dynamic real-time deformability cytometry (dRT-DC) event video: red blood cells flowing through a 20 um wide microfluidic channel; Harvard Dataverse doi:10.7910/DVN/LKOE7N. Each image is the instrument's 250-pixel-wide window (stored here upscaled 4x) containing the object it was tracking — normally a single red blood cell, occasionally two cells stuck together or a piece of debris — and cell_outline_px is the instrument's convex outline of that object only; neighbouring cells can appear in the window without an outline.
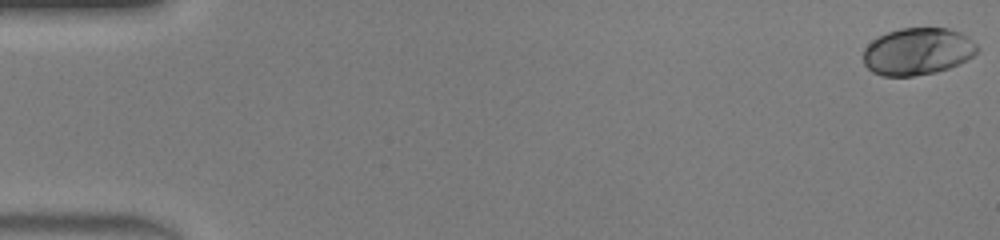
{"species": "human", "species_latin": "Homo sapiens", "temperature_condition": "warm", "stored_images_in_passage": 45, "camera_frame_rate_fps": 3000, "um_per_image_px": 0.085, "donor": {"sex": "male"}, "frame": {"image": 1, "passage_image": 1, "time_ms": 0.0, "image_size_px": [1000, 240], "cell_outline_px": [[980, 48], [972, 56], [948, 68], [936, 72], [912, 76], [884, 76], [872, 72], [864, 64], [864, 48], [876, 36], [900, 28], [948, 28], [960, 32], [968, 36]], "centroid_in_image_um": [77.97, 4.36], "position_along_channel_um": 7.0, "area_um2": 31.27}}
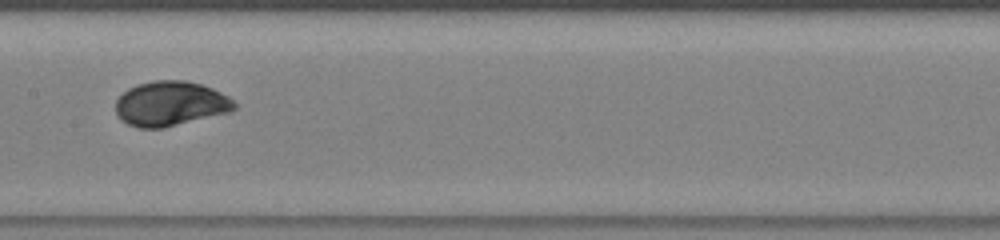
{"frame": {"image": 2, "passage_image": 25, "time_ms": 8.0, "image_size_px": [1000, 240], "cell_outline_px": [[236, 108], [228, 112], [164, 128], [140, 128], [128, 124], [120, 120], [116, 112], [116, 100], [128, 88], [136, 84], [152, 80], [184, 80], [200, 84], [212, 88], [228, 96], [236, 104]], "centroid_in_image_um": [14.46, 8.81], "position_along_channel_um": 192.9, "area_um2": 30.92}}
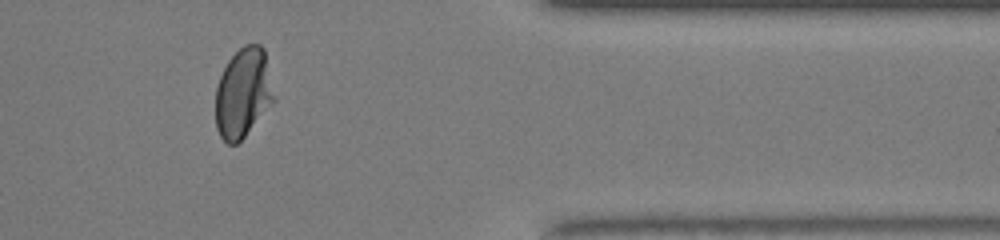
{"frame": {"image": 3, "passage_image": 40, "time_ms": 13.0, "image_size_px": [1000, 240], "cell_outline_px": [[276, 100], [244, 136], [236, 144], [228, 144], [220, 136], [216, 128], [216, 88], [220, 76], [228, 60], [244, 44], [260, 44], [264, 48], [276, 96]], "centroid_in_image_um": [20.69, 7.89], "position_along_channel_um": 390.7, "area_um2": 30.63}}